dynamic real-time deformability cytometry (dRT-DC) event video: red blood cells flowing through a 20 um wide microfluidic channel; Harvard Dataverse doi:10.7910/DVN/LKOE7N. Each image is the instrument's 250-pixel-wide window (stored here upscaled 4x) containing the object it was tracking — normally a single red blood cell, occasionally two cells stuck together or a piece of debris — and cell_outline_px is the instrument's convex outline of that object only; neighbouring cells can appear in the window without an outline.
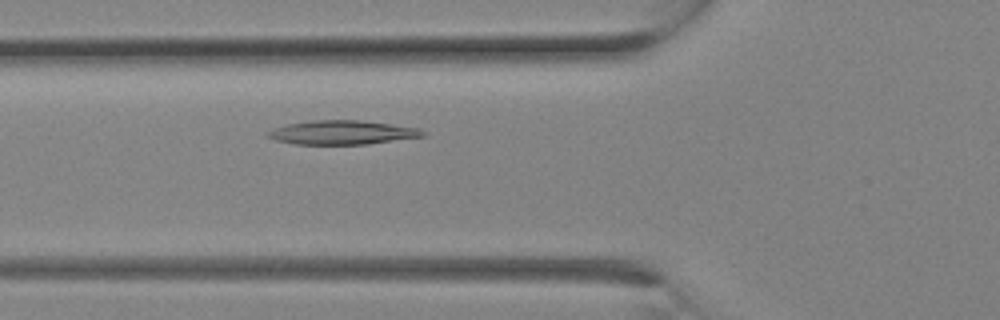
{"species": "Egyptian fruit bat (a non-hibernating species)", "species_latin": "Rousettus aegyptiacus", "temperature_condition": "room temperature", "stored_images_in_passage": 3, "camera_frame_rate_fps": 3000, "um_per_image_px": 0.085, "animal": {"sex": "female"}, "frame": {"image": 1, "passage_image": 3, "time_ms": 0.667, "image_size_px": [1000, 320], "cell_outline_px": [[424, 136], [368, 144], [296, 144], [276, 140], [268, 136], [268, 132], [276, 128], [288, 124], [312, 120], [360, 120], [420, 128], [424, 132]], "centroid_in_image_um": [29.12, 11.26], "position_along_channel_um": 96.7, "area_um2": 21.33}}